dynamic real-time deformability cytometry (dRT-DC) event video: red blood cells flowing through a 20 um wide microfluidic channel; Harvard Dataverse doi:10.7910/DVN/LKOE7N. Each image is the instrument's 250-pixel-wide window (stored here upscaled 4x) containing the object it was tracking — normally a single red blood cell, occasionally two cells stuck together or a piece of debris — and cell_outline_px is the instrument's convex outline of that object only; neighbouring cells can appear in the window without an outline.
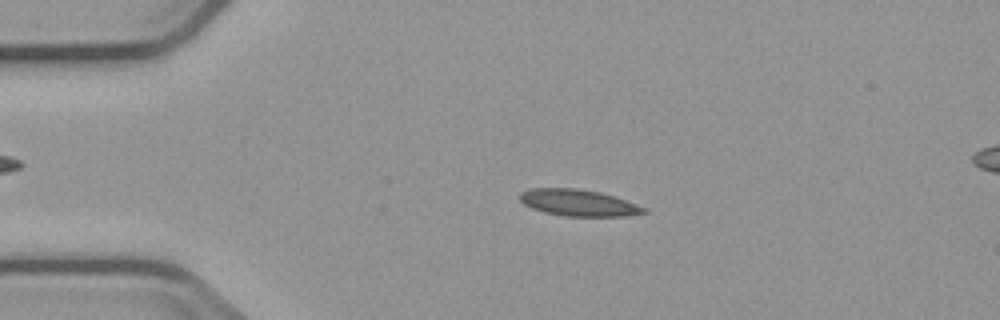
{"species": "common noctule bat (a hibernating species)", "species_latin": "Nyctalus noctula", "temperature_condition": "cold", "stored_images_in_passage": 5, "camera_frame_rate_fps": 3000, "um_per_image_px": 0.085, "animal": {"sex": "male", "body_mass_g": 23.1, "forearm_length_mm": 52.7}, "frame": {"image": 1, "passage_image": 3, "time_ms": 2.333, "image_size_px": [1000, 320], "cell_outline_px": [[648, 212], [624, 216], [564, 216], [532, 208], [524, 204], [516, 196], [520, 192], [532, 188], [576, 188], [600, 192], [624, 200], [644, 208]], "centroid_in_image_um": [49.09, 17.22], "position_along_channel_um": 35.9, "area_um2": 18.9}}